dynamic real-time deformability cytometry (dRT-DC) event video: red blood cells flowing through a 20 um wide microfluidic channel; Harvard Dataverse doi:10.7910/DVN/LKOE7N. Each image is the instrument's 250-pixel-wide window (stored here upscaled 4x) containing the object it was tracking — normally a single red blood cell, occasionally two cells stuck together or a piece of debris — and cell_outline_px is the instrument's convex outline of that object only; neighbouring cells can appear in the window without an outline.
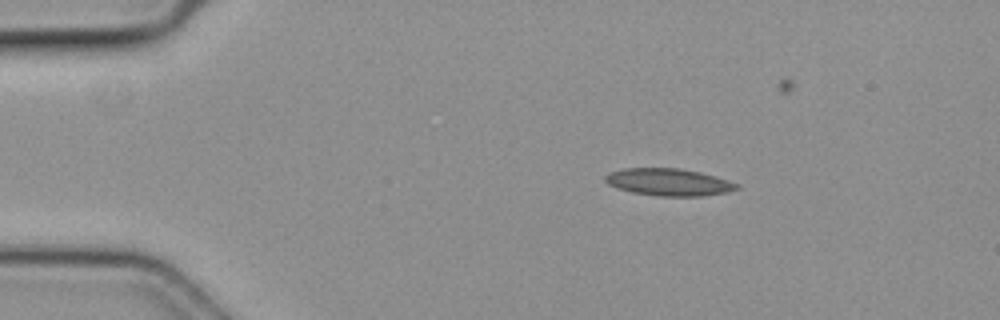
{"species": "common noctule bat (a hibernating species)", "species_latin": "Nyctalus noctula", "temperature_condition": "cold", "stored_images_in_passage": 39, "camera_frame_rate_fps": 3000, "um_per_image_px": 0.085, "animal": {"sex": "female", "body_mass_g": 19.3, "forearm_length_mm": 54.1}, "frame": {"image": 1, "passage_image": 1, "time_ms": 0.0, "image_size_px": [1000, 320], "cell_outline_px": [[740, 188], [728, 192], [704, 196], [660, 196], [632, 192], [616, 188], [608, 184], [604, 180], [604, 176], [608, 172], [624, 168], [680, 168], [700, 172], [716, 176], [740, 184]], "centroid_in_image_um": [56.85, 15.48], "position_along_channel_um": 28.2, "area_um2": 21.1}}
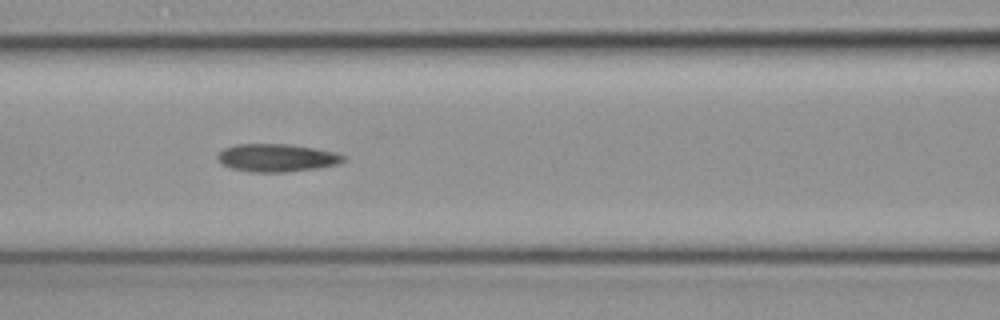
{"frame": {"image": 2, "passage_image": 15, "time_ms": 4.667, "image_size_px": [1000, 320], "cell_outline_px": [[348, 160], [340, 164], [316, 168], [284, 172], [248, 172], [232, 168], [220, 164], [216, 156], [224, 148], [236, 144], [284, 144], [316, 148], [336, 152], [348, 156]], "centroid_in_image_um": [23.57, 13.41], "position_along_channel_um": 143.0, "area_um2": 20.69}}
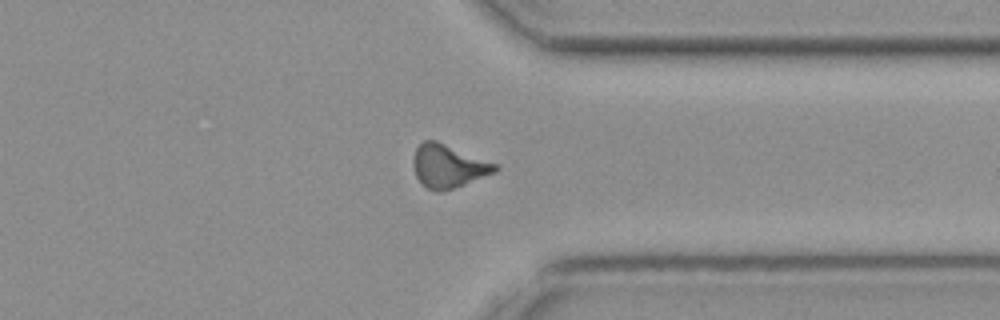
{"frame": {"image": 3, "passage_image": 33, "time_ms": 10.667, "image_size_px": [1000, 320], "cell_outline_px": [[500, 168], [496, 172], [464, 184], [440, 192], [436, 192], [420, 184], [416, 176], [412, 164], [412, 160], [416, 148], [424, 140], [436, 140], [500, 164]], "centroid_in_image_um": [38.12, 14.11], "position_along_channel_um": 373.3, "area_um2": 20.87}}